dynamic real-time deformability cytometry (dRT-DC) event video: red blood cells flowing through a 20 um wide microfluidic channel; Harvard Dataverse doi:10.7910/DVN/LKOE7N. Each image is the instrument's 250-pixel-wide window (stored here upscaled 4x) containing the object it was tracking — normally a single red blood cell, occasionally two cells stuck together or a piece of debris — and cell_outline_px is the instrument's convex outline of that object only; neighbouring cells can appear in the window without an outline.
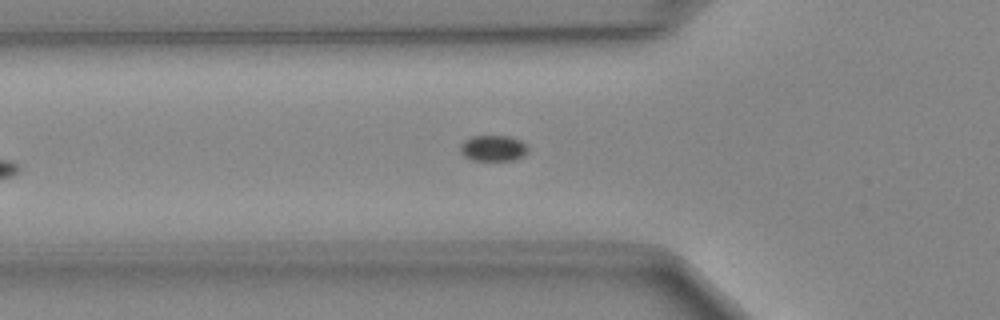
{"species": "Egyptian fruit bat (a non-hibernating species)", "species_latin": "Rousettus aegyptiacus", "temperature_condition": "cold", "stored_images_in_passage": 32, "camera_frame_rate_fps": 3000, "um_per_image_px": 0.085, "animal": {"sex": "female"}, "frame": {"image": 1, "passage_image": 2, "time_ms": 0.333, "image_size_px": [1000, 320], "cell_outline_px": [[528, 152], [524, 156], [516, 160], [472, 160], [464, 156], [460, 152], [460, 144], [464, 140], [472, 136], [508, 136], [520, 140], [528, 144]], "centroid_in_image_um": [41.94, 12.6], "position_along_channel_um": 83.9, "area_um2": 10.4}}
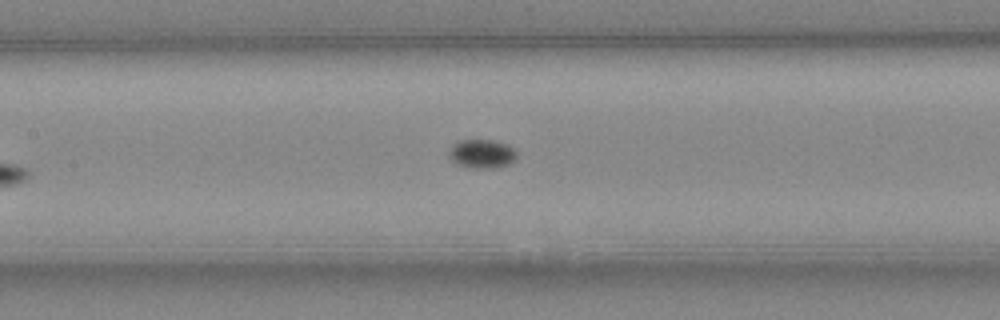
{"frame": {"image": 2, "passage_image": 8, "time_ms": 2.333, "image_size_px": [1000, 320], "cell_outline_px": [[516, 160], [508, 164], [496, 168], [476, 168], [456, 164], [448, 156], [448, 152], [452, 144], [460, 140], [496, 140], [508, 144], [516, 152]], "centroid_in_image_um": [40.96, 13.06], "position_along_channel_um": 166.4, "area_um2": 11.5}}
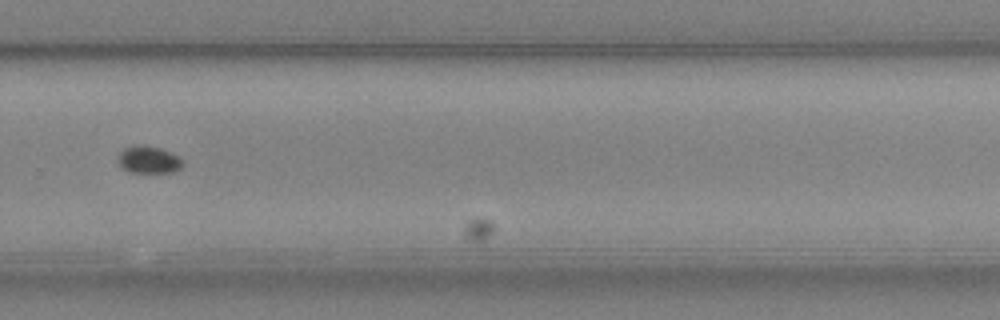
{"frame": {"image": 3, "passage_image": 19, "time_ms": 6.0, "image_size_px": [1000, 320], "cell_outline_px": [[184, 164], [180, 168], [172, 172], [132, 172], [120, 168], [116, 160], [120, 152], [124, 148], [140, 144], [144, 144], [160, 148], [180, 156], [184, 160]], "centroid_in_image_um": [12.63, 13.56], "position_along_channel_um": 317.2, "area_um2": 10.52}}